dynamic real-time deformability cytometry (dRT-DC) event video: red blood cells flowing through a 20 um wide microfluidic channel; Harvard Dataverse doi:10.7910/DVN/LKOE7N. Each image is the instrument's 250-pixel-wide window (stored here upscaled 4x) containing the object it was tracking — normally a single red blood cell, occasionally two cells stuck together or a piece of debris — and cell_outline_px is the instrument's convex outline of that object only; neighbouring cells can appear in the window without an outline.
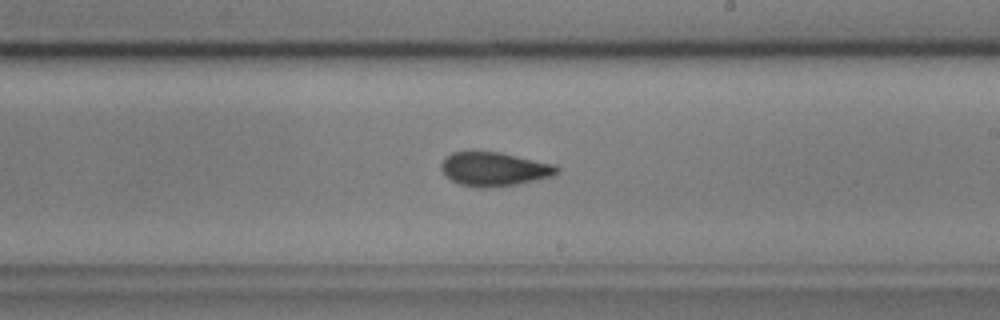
{"species": "common noctule bat (a hibernating species)", "species_latin": "Nyctalus noctula", "temperature_condition": "cold", "stored_images_in_passage": 54, "camera_frame_rate_fps": 3000, "um_per_image_px": 0.085, "animal": {"sex": "male", "body_mass_g": 17.9, "forearm_length_mm": 54.2}, "frame": {"image": 1, "passage_image": 31, "time_ms": 10.0, "image_size_px": [1000, 320], "cell_outline_px": [[560, 172], [552, 176], [536, 180], [516, 184], [488, 188], [480, 188], [460, 184], [444, 176], [440, 168], [440, 164], [444, 156], [452, 152], [500, 152], [556, 164], [560, 168]], "centroid_in_image_um": [42.0, 14.37], "position_along_channel_um": 247.0, "area_um2": 23.12}, "authors_computed_cell_mechanics": {"area_um2": 22.3397, "velocity_mm_per_s": 3.5995, "shape_relaxation_time_tau1_ms": 4.9377, "shape_relaxation_time_tau2_ms": 2.0125, "deformation_change_tau1": 0.1308, "deformation_change_tau2": 0.0718}}